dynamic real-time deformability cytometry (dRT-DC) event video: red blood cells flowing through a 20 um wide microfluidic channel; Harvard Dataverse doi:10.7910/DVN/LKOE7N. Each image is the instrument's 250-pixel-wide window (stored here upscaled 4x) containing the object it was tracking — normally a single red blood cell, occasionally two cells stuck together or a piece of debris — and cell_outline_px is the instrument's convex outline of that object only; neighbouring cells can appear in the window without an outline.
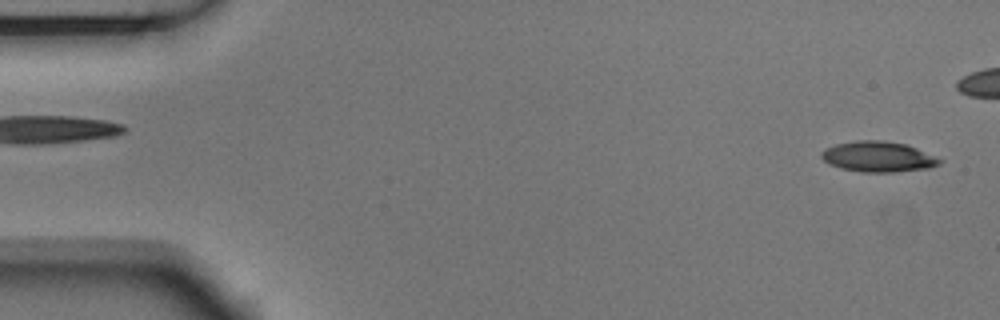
{"species": "Egyptian fruit bat (a non-hibernating species)", "species_latin": "Rousettus aegyptiacus", "temperature_condition": "room temperature", "stored_images_in_passage": 3, "segment_of_instrument_passage": [2, 2], "camera_frame_rate_fps": 3000, "um_per_image_px": 0.085, "animal": {"sex": "male"}, "frame": {"image": 1, "passage_image": 3, "time_ms": 0.667, "image_size_px": [1000, 320], "cell_outline_px": [[944, 160], [940, 164], [928, 168], [892, 172], [864, 172], [840, 168], [828, 164], [820, 156], [820, 152], [836, 144], [856, 140], [884, 140], [904, 144], [916, 148]], "centroid_in_image_um": [74.63, 13.32], "position_along_channel_um": 10.4, "area_um2": 20.92}}